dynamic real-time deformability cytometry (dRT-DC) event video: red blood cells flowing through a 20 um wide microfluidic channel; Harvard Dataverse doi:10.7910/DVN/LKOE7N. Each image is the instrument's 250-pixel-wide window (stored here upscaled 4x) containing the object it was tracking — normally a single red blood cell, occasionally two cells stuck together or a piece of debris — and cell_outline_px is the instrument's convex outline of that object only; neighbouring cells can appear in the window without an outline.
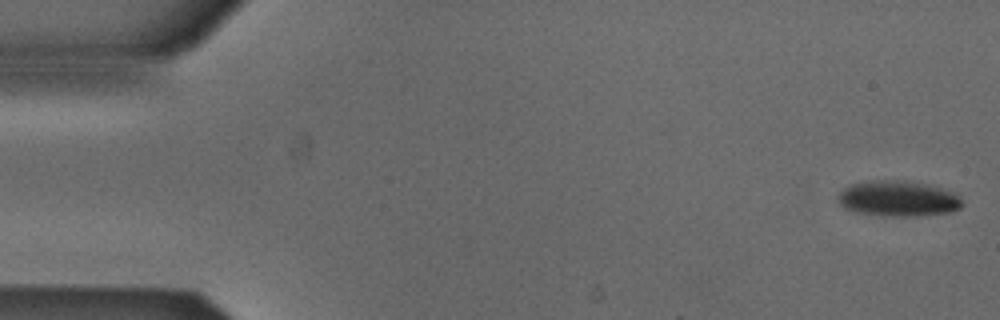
{"species": "Egyptian fruit bat (a non-hibernating species)", "species_latin": "Rousettus aegyptiacus", "temperature_condition": "cold", "stored_images_in_passage": 45, "camera_frame_rate_fps": 3000, "um_per_image_px": 0.085, "animal": {"sex": "male"}, "frame": {"image": 1, "passage_image": 1, "time_ms": 0.0, "image_size_px": [1000, 320], "cell_outline_px": [[964, 204], [960, 208], [948, 212], [916, 216], [884, 216], [856, 212], [844, 208], [840, 204], [836, 196], [848, 184], [868, 180], [904, 180], [924, 184], [956, 192], [960, 196]], "centroid_in_image_um": [76.32, 16.87], "position_along_channel_um": 8.7, "area_um2": 26.07}}
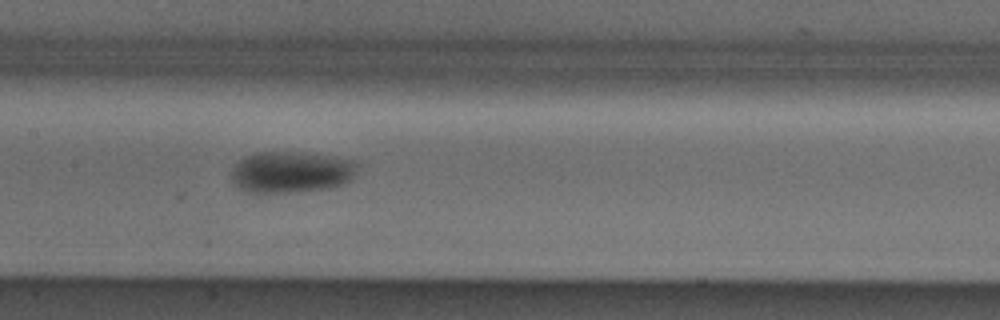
{"frame": {"image": 2, "passage_image": 25, "time_ms": 8.0, "image_size_px": [1000, 320], "cell_outline_px": [[360, 164], [352, 176], [344, 184], [328, 188], [288, 192], [248, 192], [232, 184], [232, 172], [236, 164], [244, 156], [256, 152], [304, 152], [336, 156], [360, 160]], "centroid_in_image_um": [24.8, 14.6], "position_along_channel_um": 182.6, "area_um2": 30.69}}
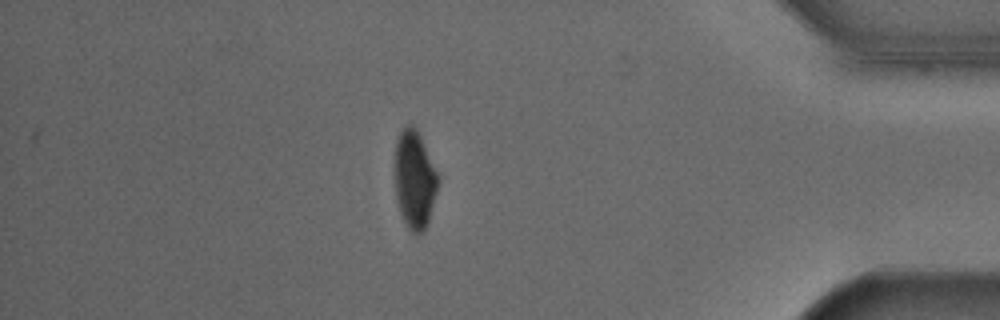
{"frame": {"image": 3, "passage_image": 45, "time_ms": 14.667, "image_size_px": [1000, 320], "cell_outline_px": [[440, 180], [428, 220], [424, 228], [416, 236], [408, 228], [400, 212], [396, 196], [396, 140], [400, 132], [408, 124], [412, 124], [416, 128], [420, 136]], "centroid_in_image_um": [35.24, 15.26], "position_along_channel_um": 400.0, "area_um2": 24.04}, "authors_computed_cell_mechanics": {"area_um2": 28.5532, "velocity_mm_per_s": 3.8784, "shape_relaxation_time_tau1_ms": 2.825, "shape_relaxation_time_tau2_ms": null, "deformation_change_tau1": 0.0851, "deformation_change_tau2": null}}